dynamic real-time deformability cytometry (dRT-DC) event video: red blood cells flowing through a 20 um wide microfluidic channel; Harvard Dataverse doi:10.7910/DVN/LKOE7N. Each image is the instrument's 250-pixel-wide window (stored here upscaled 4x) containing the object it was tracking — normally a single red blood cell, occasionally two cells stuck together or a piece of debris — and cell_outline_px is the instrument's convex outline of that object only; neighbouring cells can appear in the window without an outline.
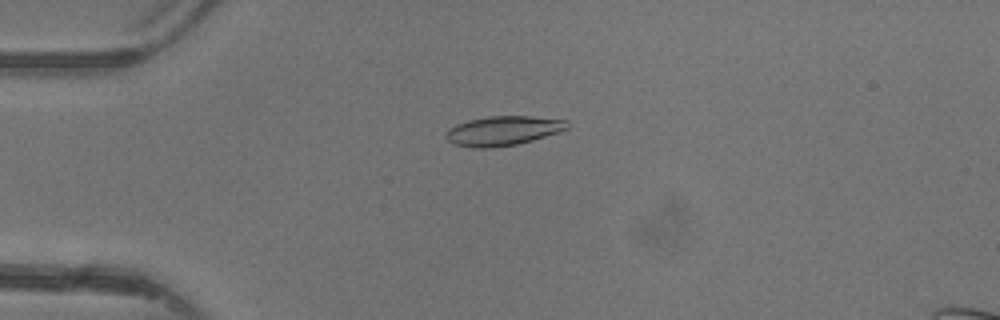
{"species": "common noctule bat (a hibernating species)", "species_latin": "Nyctalus noctula", "temperature_condition": "warm", "stored_images_in_passage": 5, "camera_frame_rate_fps": 3000, "um_per_image_px": 0.085, "animal": {"sex": "female"}, "frame": {"image": 1, "passage_image": 3, "time_ms": 2.333, "image_size_px": [1000, 320], "cell_outline_px": [[568, 128], [560, 132], [532, 140], [516, 144], [492, 148], [472, 148], [452, 144], [448, 140], [448, 128], [456, 124], [468, 120], [488, 116], [528, 116], [568, 120]], "centroid_in_image_um": [42.76, 11.11], "position_along_channel_um": 42.2, "area_um2": 20.81}}
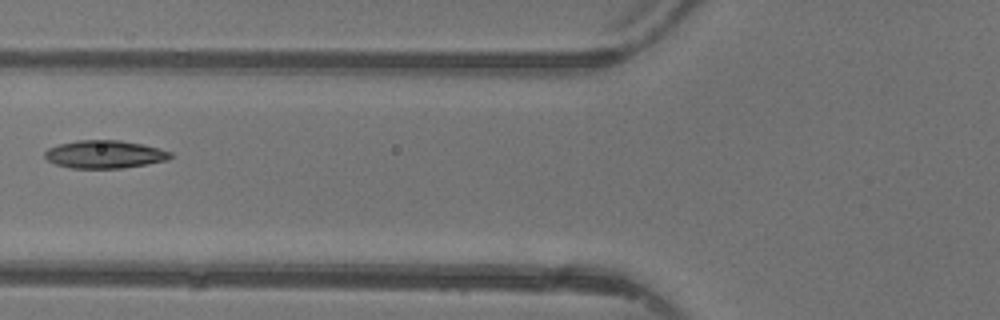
{"frame": {"image": 2, "passage_image": 5, "time_ms": 4.667, "image_size_px": [1000, 320], "cell_outline_px": [[172, 156], [168, 160], [148, 164], [124, 168], [72, 168], [56, 164], [48, 160], [44, 156], [44, 152], [48, 148], [60, 144], [76, 140], [120, 140], [144, 144], [160, 148], [172, 152]], "centroid_in_image_um": [8.93, 13.11], "position_along_channel_um": 116.9, "area_um2": 20.58}}